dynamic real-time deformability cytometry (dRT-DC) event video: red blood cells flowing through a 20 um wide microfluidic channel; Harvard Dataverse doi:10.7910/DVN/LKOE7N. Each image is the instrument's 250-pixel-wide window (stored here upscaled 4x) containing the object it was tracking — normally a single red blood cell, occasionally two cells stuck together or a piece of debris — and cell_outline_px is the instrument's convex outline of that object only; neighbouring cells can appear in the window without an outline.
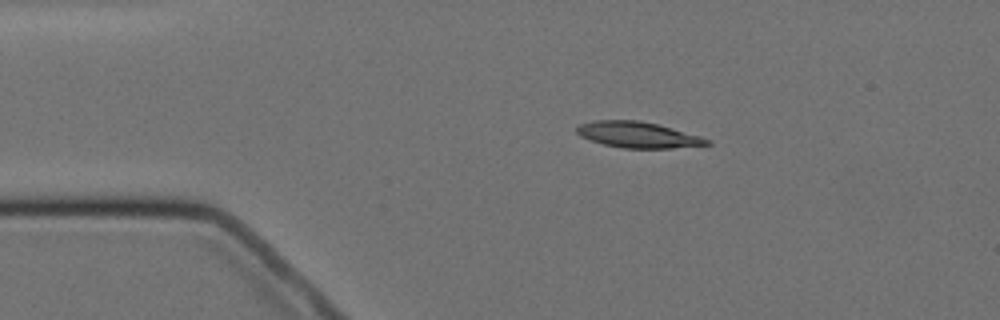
{"species": "Egyptian fruit bat (a non-hibernating species)", "species_latin": "Rousettus aegyptiacus", "temperature_condition": "cold", "stored_images_in_passage": 9, "camera_frame_rate_fps": 3000, "um_per_image_px": 0.085, "animal": {"sex": "female"}, "frame": {"image": 1, "passage_image": 1, "time_ms": 0.0, "image_size_px": [1000, 320], "cell_outline_px": [[712, 144], [672, 148], [624, 148], [604, 144], [580, 136], [576, 132], [576, 128], [580, 124], [596, 120], [640, 120], [672, 128], [700, 136], [712, 140]], "centroid_in_image_um": [54.24, 11.45], "position_along_channel_um": 30.8, "area_um2": 19.54}}
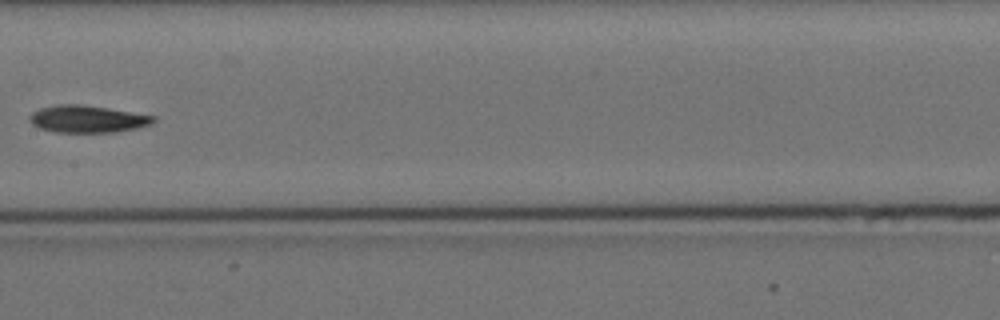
{"frame": {"image": 2, "passage_image": 6, "time_ms": 6.0, "image_size_px": [1000, 320], "cell_outline_px": [[156, 120], [152, 124], [136, 128], [116, 132], [56, 132], [40, 128], [32, 124], [28, 120], [28, 116], [32, 112], [40, 108], [56, 104], [80, 104], [108, 108], [156, 116]], "centroid_in_image_um": [7.42, 10.11], "position_along_channel_um": 200.0, "area_um2": 19.71}}
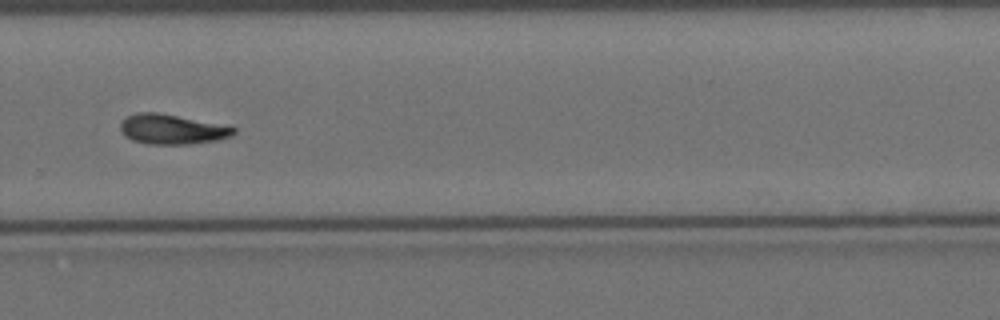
{"frame": {"image": 3, "passage_image": 9, "time_ms": 9.333, "image_size_px": [1000, 320], "cell_outline_px": [[236, 132], [232, 136], [220, 140], [188, 144], [148, 144], [132, 140], [124, 136], [120, 132], [120, 120], [136, 112], [156, 112], [236, 128]], "centroid_in_image_um": [14.55, 11.0], "position_along_channel_um": 315.2, "area_um2": 19.59}}